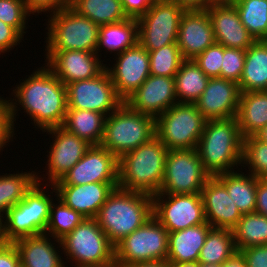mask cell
Here are the masks:
<instances>
[{
    "label": "cell",
    "mask_w": 267,
    "mask_h": 267,
    "mask_svg": "<svg viewBox=\"0 0 267 267\" xmlns=\"http://www.w3.org/2000/svg\"><path fill=\"white\" fill-rule=\"evenodd\" d=\"M27 10L32 14L57 12L69 5L70 0H23ZM48 11V12H47Z\"/></svg>",
    "instance_id": "f6af8a7d"
},
{
    "label": "cell",
    "mask_w": 267,
    "mask_h": 267,
    "mask_svg": "<svg viewBox=\"0 0 267 267\" xmlns=\"http://www.w3.org/2000/svg\"><path fill=\"white\" fill-rule=\"evenodd\" d=\"M105 120L106 116L101 113L85 109H67L62 127L91 145H101Z\"/></svg>",
    "instance_id": "4dcf8cb0"
},
{
    "label": "cell",
    "mask_w": 267,
    "mask_h": 267,
    "mask_svg": "<svg viewBox=\"0 0 267 267\" xmlns=\"http://www.w3.org/2000/svg\"><path fill=\"white\" fill-rule=\"evenodd\" d=\"M45 52L82 50L96 52L99 25L69 5L48 16ZM50 17V18H49Z\"/></svg>",
    "instance_id": "52a82bcc"
},
{
    "label": "cell",
    "mask_w": 267,
    "mask_h": 267,
    "mask_svg": "<svg viewBox=\"0 0 267 267\" xmlns=\"http://www.w3.org/2000/svg\"><path fill=\"white\" fill-rule=\"evenodd\" d=\"M246 50L224 47L221 78L239 84L242 76Z\"/></svg>",
    "instance_id": "7bdbcfd3"
},
{
    "label": "cell",
    "mask_w": 267,
    "mask_h": 267,
    "mask_svg": "<svg viewBox=\"0 0 267 267\" xmlns=\"http://www.w3.org/2000/svg\"><path fill=\"white\" fill-rule=\"evenodd\" d=\"M246 267H267V245L250 246L238 251Z\"/></svg>",
    "instance_id": "bcb514c9"
},
{
    "label": "cell",
    "mask_w": 267,
    "mask_h": 267,
    "mask_svg": "<svg viewBox=\"0 0 267 267\" xmlns=\"http://www.w3.org/2000/svg\"><path fill=\"white\" fill-rule=\"evenodd\" d=\"M121 2L127 17L138 19L146 13L155 0H121Z\"/></svg>",
    "instance_id": "c3c4849f"
},
{
    "label": "cell",
    "mask_w": 267,
    "mask_h": 267,
    "mask_svg": "<svg viewBox=\"0 0 267 267\" xmlns=\"http://www.w3.org/2000/svg\"><path fill=\"white\" fill-rule=\"evenodd\" d=\"M4 215L0 213V245L6 244Z\"/></svg>",
    "instance_id": "11a10c76"
},
{
    "label": "cell",
    "mask_w": 267,
    "mask_h": 267,
    "mask_svg": "<svg viewBox=\"0 0 267 267\" xmlns=\"http://www.w3.org/2000/svg\"><path fill=\"white\" fill-rule=\"evenodd\" d=\"M215 41L227 48L247 50L256 40L241 23L237 8L230 3H211L206 9Z\"/></svg>",
    "instance_id": "7402d4cb"
},
{
    "label": "cell",
    "mask_w": 267,
    "mask_h": 267,
    "mask_svg": "<svg viewBox=\"0 0 267 267\" xmlns=\"http://www.w3.org/2000/svg\"><path fill=\"white\" fill-rule=\"evenodd\" d=\"M43 132L51 134L53 138L50 151H47L49 159L45 163H48L45 170L48 171L46 181L49 180L50 185H54L84 156L91 144L62 126L49 128Z\"/></svg>",
    "instance_id": "e0dca14e"
},
{
    "label": "cell",
    "mask_w": 267,
    "mask_h": 267,
    "mask_svg": "<svg viewBox=\"0 0 267 267\" xmlns=\"http://www.w3.org/2000/svg\"><path fill=\"white\" fill-rule=\"evenodd\" d=\"M237 252L232 230L212 228L200 250L198 262L219 266L231 259Z\"/></svg>",
    "instance_id": "836d02e7"
},
{
    "label": "cell",
    "mask_w": 267,
    "mask_h": 267,
    "mask_svg": "<svg viewBox=\"0 0 267 267\" xmlns=\"http://www.w3.org/2000/svg\"><path fill=\"white\" fill-rule=\"evenodd\" d=\"M98 47L96 53L102 48L107 52L122 53L126 49L134 47L138 43V23L135 18H127L124 21L99 26Z\"/></svg>",
    "instance_id": "f546056e"
},
{
    "label": "cell",
    "mask_w": 267,
    "mask_h": 267,
    "mask_svg": "<svg viewBox=\"0 0 267 267\" xmlns=\"http://www.w3.org/2000/svg\"><path fill=\"white\" fill-rule=\"evenodd\" d=\"M22 81L11 92L15 98H8L13 126L18 108H23L34 127L42 131L62 126L67 112L66 85L45 64Z\"/></svg>",
    "instance_id": "6da1fadb"
},
{
    "label": "cell",
    "mask_w": 267,
    "mask_h": 267,
    "mask_svg": "<svg viewBox=\"0 0 267 267\" xmlns=\"http://www.w3.org/2000/svg\"><path fill=\"white\" fill-rule=\"evenodd\" d=\"M152 216L151 195L117 187L106 199L95 219L115 247Z\"/></svg>",
    "instance_id": "3957f363"
},
{
    "label": "cell",
    "mask_w": 267,
    "mask_h": 267,
    "mask_svg": "<svg viewBox=\"0 0 267 267\" xmlns=\"http://www.w3.org/2000/svg\"><path fill=\"white\" fill-rule=\"evenodd\" d=\"M118 182V158L101 145H91L84 156L54 185Z\"/></svg>",
    "instance_id": "2e32d148"
},
{
    "label": "cell",
    "mask_w": 267,
    "mask_h": 267,
    "mask_svg": "<svg viewBox=\"0 0 267 267\" xmlns=\"http://www.w3.org/2000/svg\"><path fill=\"white\" fill-rule=\"evenodd\" d=\"M233 4L254 39L267 40V0H237Z\"/></svg>",
    "instance_id": "8d00e7d4"
},
{
    "label": "cell",
    "mask_w": 267,
    "mask_h": 267,
    "mask_svg": "<svg viewBox=\"0 0 267 267\" xmlns=\"http://www.w3.org/2000/svg\"><path fill=\"white\" fill-rule=\"evenodd\" d=\"M212 229L208 222L186 229L169 232L168 255L169 263L198 262L209 231Z\"/></svg>",
    "instance_id": "484cf974"
},
{
    "label": "cell",
    "mask_w": 267,
    "mask_h": 267,
    "mask_svg": "<svg viewBox=\"0 0 267 267\" xmlns=\"http://www.w3.org/2000/svg\"><path fill=\"white\" fill-rule=\"evenodd\" d=\"M211 176L196 149L168 150L158 194H197Z\"/></svg>",
    "instance_id": "7c38bea8"
},
{
    "label": "cell",
    "mask_w": 267,
    "mask_h": 267,
    "mask_svg": "<svg viewBox=\"0 0 267 267\" xmlns=\"http://www.w3.org/2000/svg\"><path fill=\"white\" fill-rule=\"evenodd\" d=\"M116 64L105 65L117 95L125 101L150 76L149 52L139 43L117 54ZM113 67V68H112Z\"/></svg>",
    "instance_id": "9a60e30c"
},
{
    "label": "cell",
    "mask_w": 267,
    "mask_h": 267,
    "mask_svg": "<svg viewBox=\"0 0 267 267\" xmlns=\"http://www.w3.org/2000/svg\"><path fill=\"white\" fill-rule=\"evenodd\" d=\"M57 197L85 218H96L118 182H94L84 185H53Z\"/></svg>",
    "instance_id": "603a6c76"
},
{
    "label": "cell",
    "mask_w": 267,
    "mask_h": 267,
    "mask_svg": "<svg viewBox=\"0 0 267 267\" xmlns=\"http://www.w3.org/2000/svg\"><path fill=\"white\" fill-rule=\"evenodd\" d=\"M176 2L179 6L185 10H205L207 9L212 0H171Z\"/></svg>",
    "instance_id": "816d5d0a"
},
{
    "label": "cell",
    "mask_w": 267,
    "mask_h": 267,
    "mask_svg": "<svg viewBox=\"0 0 267 267\" xmlns=\"http://www.w3.org/2000/svg\"><path fill=\"white\" fill-rule=\"evenodd\" d=\"M14 131L9 102L0 96V151L10 144V140L14 141L13 136L16 135Z\"/></svg>",
    "instance_id": "ee69618b"
},
{
    "label": "cell",
    "mask_w": 267,
    "mask_h": 267,
    "mask_svg": "<svg viewBox=\"0 0 267 267\" xmlns=\"http://www.w3.org/2000/svg\"><path fill=\"white\" fill-rule=\"evenodd\" d=\"M185 9L171 0L155 1L138 23V43L148 52L177 44L179 24Z\"/></svg>",
    "instance_id": "8fae6325"
},
{
    "label": "cell",
    "mask_w": 267,
    "mask_h": 267,
    "mask_svg": "<svg viewBox=\"0 0 267 267\" xmlns=\"http://www.w3.org/2000/svg\"><path fill=\"white\" fill-rule=\"evenodd\" d=\"M239 89L241 93L267 91V40L255 41L246 50Z\"/></svg>",
    "instance_id": "83f0119b"
},
{
    "label": "cell",
    "mask_w": 267,
    "mask_h": 267,
    "mask_svg": "<svg viewBox=\"0 0 267 267\" xmlns=\"http://www.w3.org/2000/svg\"><path fill=\"white\" fill-rule=\"evenodd\" d=\"M38 174L39 171L37 173V182L26 193L24 198L8 209L4 215L7 242L13 243L21 238L40 235L46 231L50 205L54 201L51 193L54 192V196L57 197V192L53 185L50 186L47 183L44 184L43 188L42 177ZM46 184L53 189L52 192H48ZM45 188L47 191H45Z\"/></svg>",
    "instance_id": "8992f818"
},
{
    "label": "cell",
    "mask_w": 267,
    "mask_h": 267,
    "mask_svg": "<svg viewBox=\"0 0 267 267\" xmlns=\"http://www.w3.org/2000/svg\"><path fill=\"white\" fill-rule=\"evenodd\" d=\"M242 149L243 137L236 117L207 120L196 147L204 170L211 177L242 166Z\"/></svg>",
    "instance_id": "7a4b0ae2"
},
{
    "label": "cell",
    "mask_w": 267,
    "mask_h": 267,
    "mask_svg": "<svg viewBox=\"0 0 267 267\" xmlns=\"http://www.w3.org/2000/svg\"><path fill=\"white\" fill-rule=\"evenodd\" d=\"M36 182L35 171L0 175V213L5 215L8 209L18 204Z\"/></svg>",
    "instance_id": "d590c367"
},
{
    "label": "cell",
    "mask_w": 267,
    "mask_h": 267,
    "mask_svg": "<svg viewBox=\"0 0 267 267\" xmlns=\"http://www.w3.org/2000/svg\"><path fill=\"white\" fill-rule=\"evenodd\" d=\"M127 267H170V263L167 260H157L151 262L135 263Z\"/></svg>",
    "instance_id": "db71d44e"
},
{
    "label": "cell",
    "mask_w": 267,
    "mask_h": 267,
    "mask_svg": "<svg viewBox=\"0 0 267 267\" xmlns=\"http://www.w3.org/2000/svg\"><path fill=\"white\" fill-rule=\"evenodd\" d=\"M69 6L99 26L118 23L128 18L121 0H70Z\"/></svg>",
    "instance_id": "d6a6232c"
},
{
    "label": "cell",
    "mask_w": 267,
    "mask_h": 267,
    "mask_svg": "<svg viewBox=\"0 0 267 267\" xmlns=\"http://www.w3.org/2000/svg\"><path fill=\"white\" fill-rule=\"evenodd\" d=\"M237 0H212L213 3H230L233 4Z\"/></svg>",
    "instance_id": "680465c9"
},
{
    "label": "cell",
    "mask_w": 267,
    "mask_h": 267,
    "mask_svg": "<svg viewBox=\"0 0 267 267\" xmlns=\"http://www.w3.org/2000/svg\"><path fill=\"white\" fill-rule=\"evenodd\" d=\"M232 231L237 251L267 245V216L257 212L243 214Z\"/></svg>",
    "instance_id": "e575fe53"
},
{
    "label": "cell",
    "mask_w": 267,
    "mask_h": 267,
    "mask_svg": "<svg viewBox=\"0 0 267 267\" xmlns=\"http://www.w3.org/2000/svg\"><path fill=\"white\" fill-rule=\"evenodd\" d=\"M215 42L213 25L207 10H185L176 42L183 58L194 59Z\"/></svg>",
    "instance_id": "44dd1931"
},
{
    "label": "cell",
    "mask_w": 267,
    "mask_h": 267,
    "mask_svg": "<svg viewBox=\"0 0 267 267\" xmlns=\"http://www.w3.org/2000/svg\"><path fill=\"white\" fill-rule=\"evenodd\" d=\"M199 267H218V265L199 263Z\"/></svg>",
    "instance_id": "91938a15"
},
{
    "label": "cell",
    "mask_w": 267,
    "mask_h": 267,
    "mask_svg": "<svg viewBox=\"0 0 267 267\" xmlns=\"http://www.w3.org/2000/svg\"><path fill=\"white\" fill-rule=\"evenodd\" d=\"M257 178H267V143L255 136L243 138L242 166Z\"/></svg>",
    "instance_id": "ab89813d"
},
{
    "label": "cell",
    "mask_w": 267,
    "mask_h": 267,
    "mask_svg": "<svg viewBox=\"0 0 267 267\" xmlns=\"http://www.w3.org/2000/svg\"><path fill=\"white\" fill-rule=\"evenodd\" d=\"M206 121L195 104L176 103L155 118L156 137L168 150L196 149Z\"/></svg>",
    "instance_id": "9c48e42d"
},
{
    "label": "cell",
    "mask_w": 267,
    "mask_h": 267,
    "mask_svg": "<svg viewBox=\"0 0 267 267\" xmlns=\"http://www.w3.org/2000/svg\"><path fill=\"white\" fill-rule=\"evenodd\" d=\"M66 89L67 109H85L107 117L124 102L106 69L92 79L66 84Z\"/></svg>",
    "instance_id": "4fadbf2b"
},
{
    "label": "cell",
    "mask_w": 267,
    "mask_h": 267,
    "mask_svg": "<svg viewBox=\"0 0 267 267\" xmlns=\"http://www.w3.org/2000/svg\"><path fill=\"white\" fill-rule=\"evenodd\" d=\"M255 212L267 216V178H257Z\"/></svg>",
    "instance_id": "f907efd6"
},
{
    "label": "cell",
    "mask_w": 267,
    "mask_h": 267,
    "mask_svg": "<svg viewBox=\"0 0 267 267\" xmlns=\"http://www.w3.org/2000/svg\"><path fill=\"white\" fill-rule=\"evenodd\" d=\"M257 139L267 143V125L254 135Z\"/></svg>",
    "instance_id": "9f6ffc18"
},
{
    "label": "cell",
    "mask_w": 267,
    "mask_h": 267,
    "mask_svg": "<svg viewBox=\"0 0 267 267\" xmlns=\"http://www.w3.org/2000/svg\"><path fill=\"white\" fill-rule=\"evenodd\" d=\"M60 242L62 252L74 267L115 265V248L95 218H85Z\"/></svg>",
    "instance_id": "ba28073f"
},
{
    "label": "cell",
    "mask_w": 267,
    "mask_h": 267,
    "mask_svg": "<svg viewBox=\"0 0 267 267\" xmlns=\"http://www.w3.org/2000/svg\"><path fill=\"white\" fill-rule=\"evenodd\" d=\"M205 220L212 228L232 230L243 215L229 196L226 187L210 177L201 190Z\"/></svg>",
    "instance_id": "cb8c5ba5"
},
{
    "label": "cell",
    "mask_w": 267,
    "mask_h": 267,
    "mask_svg": "<svg viewBox=\"0 0 267 267\" xmlns=\"http://www.w3.org/2000/svg\"><path fill=\"white\" fill-rule=\"evenodd\" d=\"M223 55L224 46L215 42L193 60L209 78H221Z\"/></svg>",
    "instance_id": "b9f144b4"
},
{
    "label": "cell",
    "mask_w": 267,
    "mask_h": 267,
    "mask_svg": "<svg viewBox=\"0 0 267 267\" xmlns=\"http://www.w3.org/2000/svg\"><path fill=\"white\" fill-rule=\"evenodd\" d=\"M30 15L23 0H0V20L14 27L22 36L27 32L24 30L28 28L26 20Z\"/></svg>",
    "instance_id": "60d3db41"
},
{
    "label": "cell",
    "mask_w": 267,
    "mask_h": 267,
    "mask_svg": "<svg viewBox=\"0 0 267 267\" xmlns=\"http://www.w3.org/2000/svg\"><path fill=\"white\" fill-rule=\"evenodd\" d=\"M236 118L243 138L259 132L267 125V91L241 93Z\"/></svg>",
    "instance_id": "4316f807"
},
{
    "label": "cell",
    "mask_w": 267,
    "mask_h": 267,
    "mask_svg": "<svg viewBox=\"0 0 267 267\" xmlns=\"http://www.w3.org/2000/svg\"><path fill=\"white\" fill-rule=\"evenodd\" d=\"M167 229L152 216L120 241L115 248V265L127 267L140 262L167 260Z\"/></svg>",
    "instance_id": "30bf717a"
},
{
    "label": "cell",
    "mask_w": 267,
    "mask_h": 267,
    "mask_svg": "<svg viewBox=\"0 0 267 267\" xmlns=\"http://www.w3.org/2000/svg\"><path fill=\"white\" fill-rule=\"evenodd\" d=\"M125 102L137 112L158 117L178 103L174 77L150 75Z\"/></svg>",
    "instance_id": "ffe728a7"
},
{
    "label": "cell",
    "mask_w": 267,
    "mask_h": 267,
    "mask_svg": "<svg viewBox=\"0 0 267 267\" xmlns=\"http://www.w3.org/2000/svg\"><path fill=\"white\" fill-rule=\"evenodd\" d=\"M184 60L177 44H169L151 51L149 52L150 75L174 77Z\"/></svg>",
    "instance_id": "f35d334b"
},
{
    "label": "cell",
    "mask_w": 267,
    "mask_h": 267,
    "mask_svg": "<svg viewBox=\"0 0 267 267\" xmlns=\"http://www.w3.org/2000/svg\"><path fill=\"white\" fill-rule=\"evenodd\" d=\"M238 171V172H237ZM229 171L215 176L225 187L242 214L253 213L256 208L257 177L251 173Z\"/></svg>",
    "instance_id": "f1b7e54d"
},
{
    "label": "cell",
    "mask_w": 267,
    "mask_h": 267,
    "mask_svg": "<svg viewBox=\"0 0 267 267\" xmlns=\"http://www.w3.org/2000/svg\"><path fill=\"white\" fill-rule=\"evenodd\" d=\"M20 258L14 243L0 245V267H20Z\"/></svg>",
    "instance_id": "681fc988"
},
{
    "label": "cell",
    "mask_w": 267,
    "mask_h": 267,
    "mask_svg": "<svg viewBox=\"0 0 267 267\" xmlns=\"http://www.w3.org/2000/svg\"><path fill=\"white\" fill-rule=\"evenodd\" d=\"M49 237V235L43 233L13 242L18 251L22 267H67L64 266L66 262L61 259V253L57 250L58 247L62 248L61 242L55 239L53 243ZM56 242L59 245L57 247Z\"/></svg>",
    "instance_id": "d4e9b609"
},
{
    "label": "cell",
    "mask_w": 267,
    "mask_h": 267,
    "mask_svg": "<svg viewBox=\"0 0 267 267\" xmlns=\"http://www.w3.org/2000/svg\"><path fill=\"white\" fill-rule=\"evenodd\" d=\"M209 79L193 59H185L174 76L177 102L194 104L204 92Z\"/></svg>",
    "instance_id": "1f68e13d"
},
{
    "label": "cell",
    "mask_w": 267,
    "mask_h": 267,
    "mask_svg": "<svg viewBox=\"0 0 267 267\" xmlns=\"http://www.w3.org/2000/svg\"><path fill=\"white\" fill-rule=\"evenodd\" d=\"M218 267H246L245 259L237 252L231 259L227 260Z\"/></svg>",
    "instance_id": "f5cc1de1"
},
{
    "label": "cell",
    "mask_w": 267,
    "mask_h": 267,
    "mask_svg": "<svg viewBox=\"0 0 267 267\" xmlns=\"http://www.w3.org/2000/svg\"><path fill=\"white\" fill-rule=\"evenodd\" d=\"M50 205L49 221L45 234L49 235L52 239L61 240L73 229L79 225L85 217L79 212H76L71 207H68L58 197Z\"/></svg>",
    "instance_id": "74e56055"
},
{
    "label": "cell",
    "mask_w": 267,
    "mask_h": 267,
    "mask_svg": "<svg viewBox=\"0 0 267 267\" xmlns=\"http://www.w3.org/2000/svg\"><path fill=\"white\" fill-rule=\"evenodd\" d=\"M155 136V117L137 112L124 101L106 117L101 146L120 159Z\"/></svg>",
    "instance_id": "5b68a950"
},
{
    "label": "cell",
    "mask_w": 267,
    "mask_h": 267,
    "mask_svg": "<svg viewBox=\"0 0 267 267\" xmlns=\"http://www.w3.org/2000/svg\"><path fill=\"white\" fill-rule=\"evenodd\" d=\"M170 267H199V262L170 263Z\"/></svg>",
    "instance_id": "6f0895ef"
},
{
    "label": "cell",
    "mask_w": 267,
    "mask_h": 267,
    "mask_svg": "<svg viewBox=\"0 0 267 267\" xmlns=\"http://www.w3.org/2000/svg\"><path fill=\"white\" fill-rule=\"evenodd\" d=\"M167 147L155 136L118 159V187L158 194L164 178Z\"/></svg>",
    "instance_id": "277c9868"
},
{
    "label": "cell",
    "mask_w": 267,
    "mask_h": 267,
    "mask_svg": "<svg viewBox=\"0 0 267 267\" xmlns=\"http://www.w3.org/2000/svg\"><path fill=\"white\" fill-rule=\"evenodd\" d=\"M240 95L238 83L215 77L194 104L206 120L227 119L236 117Z\"/></svg>",
    "instance_id": "d6986e66"
},
{
    "label": "cell",
    "mask_w": 267,
    "mask_h": 267,
    "mask_svg": "<svg viewBox=\"0 0 267 267\" xmlns=\"http://www.w3.org/2000/svg\"><path fill=\"white\" fill-rule=\"evenodd\" d=\"M23 36L12 26L0 20V54H5L20 44Z\"/></svg>",
    "instance_id": "7dc6e473"
},
{
    "label": "cell",
    "mask_w": 267,
    "mask_h": 267,
    "mask_svg": "<svg viewBox=\"0 0 267 267\" xmlns=\"http://www.w3.org/2000/svg\"><path fill=\"white\" fill-rule=\"evenodd\" d=\"M45 53V64L64 85L92 79L99 75L106 65L101 63V56L96 52L69 50Z\"/></svg>",
    "instance_id": "ac0fdd59"
},
{
    "label": "cell",
    "mask_w": 267,
    "mask_h": 267,
    "mask_svg": "<svg viewBox=\"0 0 267 267\" xmlns=\"http://www.w3.org/2000/svg\"><path fill=\"white\" fill-rule=\"evenodd\" d=\"M153 216L167 229L176 232L206 222L201 193L155 194Z\"/></svg>",
    "instance_id": "5bb4252c"
}]
</instances>
